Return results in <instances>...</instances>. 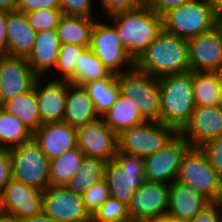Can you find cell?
Returning <instances> with one entry per match:
<instances>
[{
  "mask_svg": "<svg viewBox=\"0 0 222 222\" xmlns=\"http://www.w3.org/2000/svg\"><path fill=\"white\" fill-rule=\"evenodd\" d=\"M104 179L111 197L128 206L135 190L145 181L144 158L117 150L114 159L106 163Z\"/></svg>",
  "mask_w": 222,
  "mask_h": 222,
  "instance_id": "cell-8",
  "label": "cell"
},
{
  "mask_svg": "<svg viewBox=\"0 0 222 222\" xmlns=\"http://www.w3.org/2000/svg\"><path fill=\"white\" fill-rule=\"evenodd\" d=\"M17 11L30 13L41 9H60V0H15Z\"/></svg>",
  "mask_w": 222,
  "mask_h": 222,
  "instance_id": "cell-41",
  "label": "cell"
},
{
  "mask_svg": "<svg viewBox=\"0 0 222 222\" xmlns=\"http://www.w3.org/2000/svg\"><path fill=\"white\" fill-rule=\"evenodd\" d=\"M18 222H56V221H54L51 217L42 212L39 215L20 219L18 220Z\"/></svg>",
  "mask_w": 222,
  "mask_h": 222,
  "instance_id": "cell-46",
  "label": "cell"
},
{
  "mask_svg": "<svg viewBox=\"0 0 222 222\" xmlns=\"http://www.w3.org/2000/svg\"><path fill=\"white\" fill-rule=\"evenodd\" d=\"M8 150L13 179L39 191H44L50 186V160L33 137Z\"/></svg>",
  "mask_w": 222,
  "mask_h": 222,
  "instance_id": "cell-6",
  "label": "cell"
},
{
  "mask_svg": "<svg viewBox=\"0 0 222 222\" xmlns=\"http://www.w3.org/2000/svg\"><path fill=\"white\" fill-rule=\"evenodd\" d=\"M38 77L26 57L0 54V106L5 101L30 91Z\"/></svg>",
  "mask_w": 222,
  "mask_h": 222,
  "instance_id": "cell-14",
  "label": "cell"
},
{
  "mask_svg": "<svg viewBox=\"0 0 222 222\" xmlns=\"http://www.w3.org/2000/svg\"><path fill=\"white\" fill-rule=\"evenodd\" d=\"M12 179V162L10 152L3 148L0 150V194L5 185Z\"/></svg>",
  "mask_w": 222,
  "mask_h": 222,
  "instance_id": "cell-42",
  "label": "cell"
},
{
  "mask_svg": "<svg viewBox=\"0 0 222 222\" xmlns=\"http://www.w3.org/2000/svg\"><path fill=\"white\" fill-rule=\"evenodd\" d=\"M5 217V213H4V210H3V205H2V202H1V195H0V221Z\"/></svg>",
  "mask_w": 222,
  "mask_h": 222,
  "instance_id": "cell-52",
  "label": "cell"
},
{
  "mask_svg": "<svg viewBox=\"0 0 222 222\" xmlns=\"http://www.w3.org/2000/svg\"><path fill=\"white\" fill-rule=\"evenodd\" d=\"M32 137L50 161L78 147L76 128L65 122L42 124Z\"/></svg>",
  "mask_w": 222,
  "mask_h": 222,
  "instance_id": "cell-20",
  "label": "cell"
},
{
  "mask_svg": "<svg viewBox=\"0 0 222 222\" xmlns=\"http://www.w3.org/2000/svg\"><path fill=\"white\" fill-rule=\"evenodd\" d=\"M85 158V153L75 147L50 161V185L62 186L73 177Z\"/></svg>",
  "mask_w": 222,
  "mask_h": 222,
  "instance_id": "cell-31",
  "label": "cell"
},
{
  "mask_svg": "<svg viewBox=\"0 0 222 222\" xmlns=\"http://www.w3.org/2000/svg\"><path fill=\"white\" fill-rule=\"evenodd\" d=\"M187 42L190 71L216 72L222 69V36L216 27Z\"/></svg>",
  "mask_w": 222,
  "mask_h": 222,
  "instance_id": "cell-18",
  "label": "cell"
},
{
  "mask_svg": "<svg viewBox=\"0 0 222 222\" xmlns=\"http://www.w3.org/2000/svg\"><path fill=\"white\" fill-rule=\"evenodd\" d=\"M190 147H201L222 135V106H196L189 121L179 131Z\"/></svg>",
  "mask_w": 222,
  "mask_h": 222,
  "instance_id": "cell-17",
  "label": "cell"
},
{
  "mask_svg": "<svg viewBox=\"0 0 222 222\" xmlns=\"http://www.w3.org/2000/svg\"><path fill=\"white\" fill-rule=\"evenodd\" d=\"M178 131L160 121H145L118 134V150L146 158L162 149Z\"/></svg>",
  "mask_w": 222,
  "mask_h": 222,
  "instance_id": "cell-7",
  "label": "cell"
},
{
  "mask_svg": "<svg viewBox=\"0 0 222 222\" xmlns=\"http://www.w3.org/2000/svg\"><path fill=\"white\" fill-rule=\"evenodd\" d=\"M190 1L191 0H145V3L152 11L163 16L170 9Z\"/></svg>",
  "mask_w": 222,
  "mask_h": 222,
  "instance_id": "cell-44",
  "label": "cell"
},
{
  "mask_svg": "<svg viewBox=\"0 0 222 222\" xmlns=\"http://www.w3.org/2000/svg\"><path fill=\"white\" fill-rule=\"evenodd\" d=\"M67 91V80L37 78L36 97L41 124L63 122Z\"/></svg>",
  "mask_w": 222,
  "mask_h": 222,
  "instance_id": "cell-19",
  "label": "cell"
},
{
  "mask_svg": "<svg viewBox=\"0 0 222 222\" xmlns=\"http://www.w3.org/2000/svg\"><path fill=\"white\" fill-rule=\"evenodd\" d=\"M212 202L191 186L173 181L169 184V209L167 216L187 222L209 207Z\"/></svg>",
  "mask_w": 222,
  "mask_h": 222,
  "instance_id": "cell-21",
  "label": "cell"
},
{
  "mask_svg": "<svg viewBox=\"0 0 222 222\" xmlns=\"http://www.w3.org/2000/svg\"><path fill=\"white\" fill-rule=\"evenodd\" d=\"M33 133L22 124L16 116L11 115L0 106V145L10 149L29 141Z\"/></svg>",
  "mask_w": 222,
  "mask_h": 222,
  "instance_id": "cell-33",
  "label": "cell"
},
{
  "mask_svg": "<svg viewBox=\"0 0 222 222\" xmlns=\"http://www.w3.org/2000/svg\"><path fill=\"white\" fill-rule=\"evenodd\" d=\"M83 86L92 99L99 117H102L112 107L120 95L117 78H103L88 82Z\"/></svg>",
  "mask_w": 222,
  "mask_h": 222,
  "instance_id": "cell-30",
  "label": "cell"
},
{
  "mask_svg": "<svg viewBox=\"0 0 222 222\" xmlns=\"http://www.w3.org/2000/svg\"><path fill=\"white\" fill-rule=\"evenodd\" d=\"M103 78H117L100 59L93 53L90 47L81 53L75 67V74L68 80L75 85H84L91 81Z\"/></svg>",
  "mask_w": 222,
  "mask_h": 222,
  "instance_id": "cell-28",
  "label": "cell"
},
{
  "mask_svg": "<svg viewBox=\"0 0 222 222\" xmlns=\"http://www.w3.org/2000/svg\"><path fill=\"white\" fill-rule=\"evenodd\" d=\"M127 205L115 198H108L91 217V222H131Z\"/></svg>",
  "mask_w": 222,
  "mask_h": 222,
  "instance_id": "cell-35",
  "label": "cell"
},
{
  "mask_svg": "<svg viewBox=\"0 0 222 222\" xmlns=\"http://www.w3.org/2000/svg\"><path fill=\"white\" fill-rule=\"evenodd\" d=\"M210 165L222 177V135L208 141L201 147Z\"/></svg>",
  "mask_w": 222,
  "mask_h": 222,
  "instance_id": "cell-40",
  "label": "cell"
},
{
  "mask_svg": "<svg viewBox=\"0 0 222 222\" xmlns=\"http://www.w3.org/2000/svg\"><path fill=\"white\" fill-rule=\"evenodd\" d=\"M98 18L62 15L56 33L62 44L90 47L91 32Z\"/></svg>",
  "mask_w": 222,
  "mask_h": 222,
  "instance_id": "cell-25",
  "label": "cell"
},
{
  "mask_svg": "<svg viewBox=\"0 0 222 222\" xmlns=\"http://www.w3.org/2000/svg\"><path fill=\"white\" fill-rule=\"evenodd\" d=\"M81 196L85 209L91 217L100 208L104 201L111 197L109 186L105 179L94 184Z\"/></svg>",
  "mask_w": 222,
  "mask_h": 222,
  "instance_id": "cell-37",
  "label": "cell"
},
{
  "mask_svg": "<svg viewBox=\"0 0 222 222\" xmlns=\"http://www.w3.org/2000/svg\"><path fill=\"white\" fill-rule=\"evenodd\" d=\"M160 88L159 121L178 132L189 121L196 104L192 71L158 78Z\"/></svg>",
  "mask_w": 222,
  "mask_h": 222,
  "instance_id": "cell-3",
  "label": "cell"
},
{
  "mask_svg": "<svg viewBox=\"0 0 222 222\" xmlns=\"http://www.w3.org/2000/svg\"><path fill=\"white\" fill-rule=\"evenodd\" d=\"M120 93L138 107L146 121H159L160 88L158 78L136 68L117 75Z\"/></svg>",
  "mask_w": 222,
  "mask_h": 222,
  "instance_id": "cell-9",
  "label": "cell"
},
{
  "mask_svg": "<svg viewBox=\"0 0 222 222\" xmlns=\"http://www.w3.org/2000/svg\"><path fill=\"white\" fill-rule=\"evenodd\" d=\"M97 1L98 4L96 3V6L98 5L97 7L101 8L99 15L103 18L126 10L135 9L145 3V0H95V2Z\"/></svg>",
  "mask_w": 222,
  "mask_h": 222,
  "instance_id": "cell-39",
  "label": "cell"
},
{
  "mask_svg": "<svg viewBox=\"0 0 222 222\" xmlns=\"http://www.w3.org/2000/svg\"><path fill=\"white\" fill-rule=\"evenodd\" d=\"M215 27L219 30V32L222 36V16L219 18H216V26Z\"/></svg>",
  "mask_w": 222,
  "mask_h": 222,
  "instance_id": "cell-50",
  "label": "cell"
},
{
  "mask_svg": "<svg viewBox=\"0 0 222 222\" xmlns=\"http://www.w3.org/2000/svg\"><path fill=\"white\" fill-rule=\"evenodd\" d=\"M128 213L134 222H154L167 216L169 185L144 181L128 203Z\"/></svg>",
  "mask_w": 222,
  "mask_h": 222,
  "instance_id": "cell-11",
  "label": "cell"
},
{
  "mask_svg": "<svg viewBox=\"0 0 222 222\" xmlns=\"http://www.w3.org/2000/svg\"><path fill=\"white\" fill-rule=\"evenodd\" d=\"M106 163L104 160L85 156L82 164L65 186L72 192L82 195L104 179Z\"/></svg>",
  "mask_w": 222,
  "mask_h": 222,
  "instance_id": "cell-29",
  "label": "cell"
},
{
  "mask_svg": "<svg viewBox=\"0 0 222 222\" xmlns=\"http://www.w3.org/2000/svg\"><path fill=\"white\" fill-rule=\"evenodd\" d=\"M135 68L155 78L189 72L187 40L163 30L135 61Z\"/></svg>",
  "mask_w": 222,
  "mask_h": 222,
  "instance_id": "cell-2",
  "label": "cell"
},
{
  "mask_svg": "<svg viewBox=\"0 0 222 222\" xmlns=\"http://www.w3.org/2000/svg\"><path fill=\"white\" fill-rule=\"evenodd\" d=\"M1 107L16 116L32 133L42 125L36 97V82L30 91L5 101Z\"/></svg>",
  "mask_w": 222,
  "mask_h": 222,
  "instance_id": "cell-26",
  "label": "cell"
},
{
  "mask_svg": "<svg viewBox=\"0 0 222 222\" xmlns=\"http://www.w3.org/2000/svg\"><path fill=\"white\" fill-rule=\"evenodd\" d=\"M192 82L196 106L220 105L216 72L193 71Z\"/></svg>",
  "mask_w": 222,
  "mask_h": 222,
  "instance_id": "cell-32",
  "label": "cell"
},
{
  "mask_svg": "<svg viewBox=\"0 0 222 222\" xmlns=\"http://www.w3.org/2000/svg\"><path fill=\"white\" fill-rule=\"evenodd\" d=\"M0 10L6 12L17 11V4L15 0H0Z\"/></svg>",
  "mask_w": 222,
  "mask_h": 222,
  "instance_id": "cell-47",
  "label": "cell"
},
{
  "mask_svg": "<svg viewBox=\"0 0 222 222\" xmlns=\"http://www.w3.org/2000/svg\"><path fill=\"white\" fill-rule=\"evenodd\" d=\"M216 75L219 87V101H220V106H222V69L220 71H216Z\"/></svg>",
  "mask_w": 222,
  "mask_h": 222,
  "instance_id": "cell-49",
  "label": "cell"
},
{
  "mask_svg": "<svg viewBox=\"0 0 222 222\" xmlns=\"http://www.w3.org/2000/svg\"><path fill=\"white\" fill-rule=\"evenodd\" d=\"M154 222H182V221L175 220V219H172V218L166 216V217L161 218L160 220H157V221H154Z\"/></svg>",
  "mask_w": 222,
  "mask_h": 222,
  "instance_id": "cell-51",
  "label": "cell"
},
{
  "mask_svg": "<svg viewBox=\"0 0 222 222\" xmlns=\"http://www.w3.org/2000/svg\"><path fill=\"white\" fill-rule=\"evenodd\" d=\"M216 18L222 16V0H210Z\"/></svg>",
  "mask_w": 222,
  "mask_h": 222,
  "instance_id": "cell-48",
  "label": "cell"
},
{
  "mask_svg": "<svg viewBox=\"0 0 222 222\" xmlns=\"http://www.w3.org/2000/svg\"><path fill=\"white\" fill-rule=\"evenodd\" d=\"M90 49L113 74L119 75L135 68V61L122 45L115 27L105 18L95 21Z\"/></svg>",
  "mask_w": 222,
  "mask_h": 222,
  "instance_id": "cell-10",
  "label": "cell"
},
{
  "mask_svg": "<svg viewBox=\"0 0 222 222\" xmlns=\"http://www.w3.org/2000/svg\"><path fill=\"white\" fill-rule=\"evenodd\" d=\"M86 47L62 44L54 70L47 76L53 80H69L75 74L76 63Z\"/></svg>",
  "mask_w": 222,
  "mask_h": 222,
  "instance_id": "cell-34",
  "label": "cell"
},
{
  "mask_svg": "<svg viewBox=\"0 0 222 222\" xmlns=\"http://www.w3.org/2000/svg\"><path fill=\"white\" fill-rule=\"evenodd\" d=\"M8 12L0 10V54L7 55L6 18Z\"/></svg>",
  "mask_w": 222,
  "mask_h": 222,
  "instance_id": "cell-45",
  "label": "cell"
},
{
  "mask_svg": "<svg viewBox=\"0 0 222 222\" xmlns=\"http://www.w3.org/2000/svg\"><path fill=\"white\" fill-rule=\"evenodd\" d=\"M0 222H18V221L5 216Z\"/></svg>",
  "mask_w": 222,
  "mask_h": 222,
  "instance_id": "cell-53",
  "label": "cell"
},
{
  "mask_svg": "<svg viewBox=\"0 0 222 222\" xmlns=\"http://www.w3.org/2000/svg\"><path fill=\"white\" fill-rule=\"evenodd\" d=\"M94 1L95 0H60V10L64 15L100 18Z\"/></svg>",
  "mask_w": 222,
  "mask_h": 222,
  "instance_id": "cell-38",
  "label": "cell"
},
{
  "mask_svg": "<svg viewBox=\"0 0 222 222\" xmlns=\"http://www.w3.org/2000/svg\"><path fill=\"white\" fill-rule=\"evenodd\" d=\"M189 147V142L178 132L162 149L144 158L145 180L168 185L175 181Z\"/></svg>",
  "mask_w": 222,
  "mask_h": 222,
  "instance_id": "cell-12",
  "label": "cell"
},
{
  "mask_svg": "<svg viewBox=\"0 0 222 222\" xmlns=\"http://www.w3.org/2000/svg\"><path fill=\"white\" fill-rule=\"evenodd\" d=\"M7 55L27 57L35 44L37 32L30 26L25 13L9 12L6 18Z\"/></svg>",
  "mask_w": 222,
  "mask_h": 222,
  "instance_id": "cell-23",
  "label": "cell"
},
{
  "mask_svg": "<svg viewBox=\"0 0 222 222\" xmlns=\"http://www.w3.org/2000/svg\"><path fill=\"white\" fill-rule=\"evenodd\" d=\"M98 117L93 101L84 86L68 82L63 122L73 128H79Z\"/></svg>",
  "mask_w": 222,
  "mask_h": 222,
  "instance_id": "cell-24",
  "label": "cell"
},
{
  "mask_svg": "<svg viewBox=\"0 0 222 222\" xmlns=\"http://www.w3.org/2000/svg\"><path fill=\"white\" fill-rule=\"evenodd\" d=\"M42 212L56 222H91L82 196L65 185H50L43 191Z\"/></svg>",
  "mask_w": 222,
  "mask_h": 222,
  "instance_id": "cell-13",
  "label": "cell"
},
{
  "mask_svg": "<svg viewBox=\"0 0 222 222\" xmlns=\"http://www.w3.org/2000/svg\"><path fill=\"white\" fill-rule=\"evenodd\" d=\"M187 222H222V205L219 202L212 203L203 212Z\"/></svg>",
  "mask_w": 222,
  "mask_h": 222,
  "instance_id": "cell-43",
  "label": "cell"
},
{
  "mask_svg": "<svg viewBox=\"0 0 222 222\" xmlns=\"http://www.w3.org/2000/svg\"><path fill=\"white\" fill-rule=\"evenodd\" d=\"M25 15L30 26L38 33L56 29L63 13L60 9H41Z\"/></svg>",
  "mask_w": 222,
  "mask_h": 222,
  "instance_id": "cell-36",
  "label": "cell"
},
{
  "mask_svg": "<svg viewBox=\"0 0 222 222\" xmlns=\"http://www.w3.org/2000/svg\"><path fill=\"white\" fill-rule=\"evenodd\" d=\"M102 119L117 135L125 129L146 121L139 113L135 103L121 93L112 107L104 113Z\"/></svg>",
  "mask_w": 222,
  "mask_h": 222,
  "instance_id": "cell-27",
  "label": "cell"
},
{
  "mask_svg": "<svg viewBox=\"0 0 222 222\" xmlns=\"http://www.w3.org/2000/svg\"><path fill=\"white\" fill-rule=\"evenodd\" d=\"M176 181L191 186L212 203H218L222 198V177L200 147H189L184 153Z\"/></svg>",
  "mask_w": 222,
  "mask_h": 222,
  "instance_id": "cell-5",
  "label": "cell"
},
{
  "mask_svg": "<svg viewBox=\"0 0 222 222\" xmlns=\"http://www.w3.org/2000/svg\"><path fill=\"white\" fill-rule=\"evenodd\" d=\"M106 19L115 27L122 45L136 61L148 45L163 31V18L152 11L146 3L116 13Z\"/></svg>",
  "mask_w": 222,
  "mask_h": 222,
  "instance_id": "cell-1",
  "label": "cell"
},
{
  "mask_svg": "<svg viewBox=\"0 0 222 222\" xmlns=\"http://www.w3.org/2000/svg\"><path fill=\"white\" fill-rule=\"evenodd\" d=\"M77 146L92 157L108 162L118 150V135L103 121L102 117L76 128Z\"/></svg>",
  "mask_w": 222,
  "mask_h": 222,
  "instance_id": "cell-15",
  "label": "cell"
},
{
  "mask_svg": "<svg viewBox=\"0 0 222 222\" xmlns=\"http://www.w3.org/2000/svg\"><path fill=\"white\" fill-rule=\"evenodd\" d=\"M1 202L6 217L16 221L42 213L43 191L11 179L1 192Z\"/></svg>",
  "mask_w": 222,
  "mask_h": 222,
  "instance_id": "cell-16",
  "label": "cell"
},
{
  "mask_svg": "<svg viewBox=\"0 0 222 222\" xmlns=\"http://www.w3.org/2000/svg\"><path fill=\"white\" fill-rule=\"evenodd\" d=\"M162 18L165 32L187 41L216 26L210 0H191L170 9Z\"/></svg>",
  "mask_w": 222,
  "mask_h": 222,
  "instance_id": "cell-4",
  "label": "cell"
},
{
  "mask_svg": "<svg viewBox=\"0 0 222 222\" xmlns=\"http://www.w3.org/2000/svg\"><path fill=\"white\" fill-rule=\"evenodd\" d=\"M60 47L56 29L37 33L35 44L26 59L39 77H47L54 70Z\"/></svg>",
  "mask_w": 222,
  "mask_h": 222,
  "instance_id": "cell-22",
  "label": "cell"
}]
</instances>
